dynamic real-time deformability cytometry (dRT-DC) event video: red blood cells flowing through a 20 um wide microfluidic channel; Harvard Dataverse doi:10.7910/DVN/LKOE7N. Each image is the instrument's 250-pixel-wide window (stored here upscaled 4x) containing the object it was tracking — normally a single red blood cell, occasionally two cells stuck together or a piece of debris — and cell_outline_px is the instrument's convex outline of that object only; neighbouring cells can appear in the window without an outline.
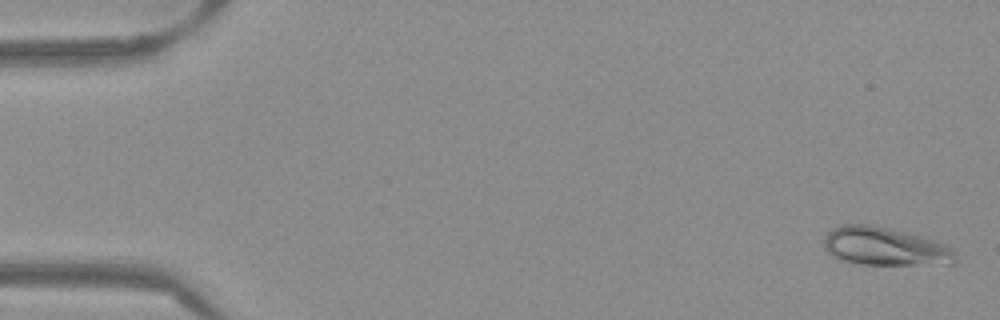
{"species": "Egyptian fruit bat (a non-hibernating species)", "species_latin": "Rousettus aegyptiacus", "temperature_condition": "warm", "stored_images_in_passage": 45, "camera_frame_rate_fps": 3000, "um_per_image_px": 0.085, "frame": {"image": 1, "passage_image": 2, "time_ms": 0.333, "image_size_px": [1000, 320], "cell_outline_px": [[956, 260], [952, 268], [860, 264], [840, 260], [832, 256], [824, 248], [824, 236], [832, 228], [840, 224], [868, 224], [888, 228], [940, 240], [952, 248], [956, 252]], "centroid_in_image_um": [75.37, 21.01], "position_along_channel_um": 9.6, "area_um2": 31.04}}
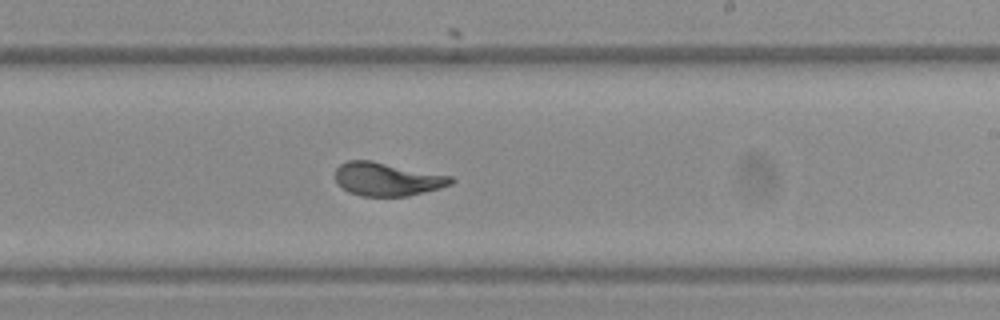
{"frame": {"image": 2, "passage_image": 32, "time_ms": 10.333, "image_size_px": [1000, 320], "cell_outline_px": [[456, 180], [452, 184], [440, 188], [408, 196], [360, 196], [348, 192], [336, 180], [336, 168], [340, 164], [348, 160], [372, 160], [452, 176]], "centroid_in_image_um": [32.94, 15.22], "position_along_channel_um": 256.1, "area_um2": 22.54}}
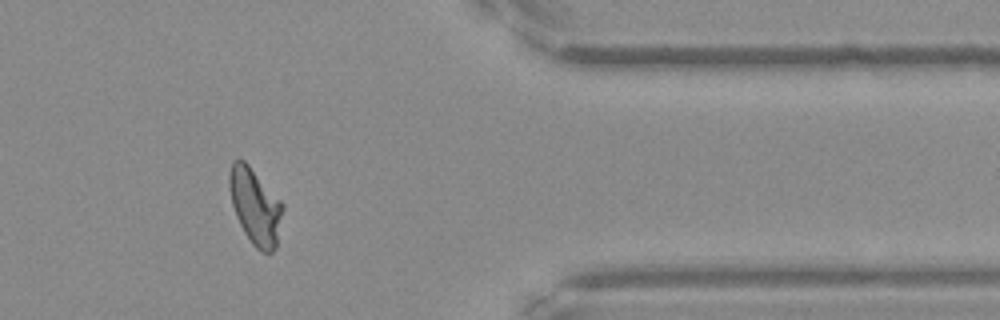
{"frame": {"image": 3, "passage_image": 44, "time_ms": 14.333, "image_size_px": [1000, 320], "cell_outline_px": [[284, 208], [276, 248], [272, 252], [260, 252], [252, 244], [244, 232], [236, 216], [232, 204], [228, 188], [228, 176], [232, 160], [244, 160], [248, 164], [284, 204]], "centroid_in_image_um": [21.69, 17.54], "position_along_channel_um": 389.7, "area_um2": 23.76}, "authors_computed_cell_mechanics": {"area_um2": 23.5824, "velocity_mm_per_s": 3.8558, "shape_relaxation_time_tau1_ms": 3.7189, "shape_relaxation_time_tau2_ms": null, "deformation_change_tau1": 0.1698, "deformation_change_tau2": null}}